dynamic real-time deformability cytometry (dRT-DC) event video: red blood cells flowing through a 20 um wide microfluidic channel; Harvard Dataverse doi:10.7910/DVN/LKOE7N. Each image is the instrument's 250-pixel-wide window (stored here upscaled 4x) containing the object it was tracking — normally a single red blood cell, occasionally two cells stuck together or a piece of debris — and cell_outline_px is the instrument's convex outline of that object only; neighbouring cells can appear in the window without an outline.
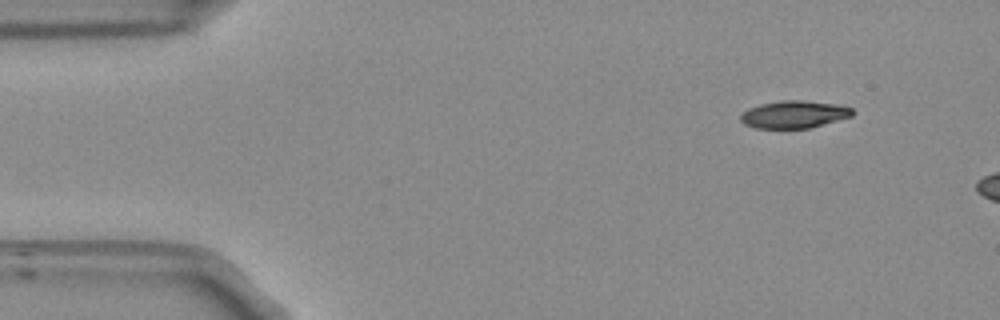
{"species": "Egyptian fruit bat (a non-hibernating species)", "species_latin": "Rousettus aegyptiacus", "temperature_condition": "room temperature", "stored_images_in_passage": 7, "camera_frame_rate_fps": 3000, "um_per_image_px": 0.085, "frame": {"image": 1, "passage_image": 1, "time_ms": 0.0, "image_size_px": [1000, 320], "cell_outline_px": [[856, 112], [852, 116], [808, 128], [756, 128], [744, 124], [740, 120], [740, 116], [748, 108], [760, 104], [780, 100], [804, 100], [836, 104], [852, 108]], "centroid_in_image_um": [67.49, 9.71], "position_along_channel_um": 17.5, "area_um2": 17.86}}